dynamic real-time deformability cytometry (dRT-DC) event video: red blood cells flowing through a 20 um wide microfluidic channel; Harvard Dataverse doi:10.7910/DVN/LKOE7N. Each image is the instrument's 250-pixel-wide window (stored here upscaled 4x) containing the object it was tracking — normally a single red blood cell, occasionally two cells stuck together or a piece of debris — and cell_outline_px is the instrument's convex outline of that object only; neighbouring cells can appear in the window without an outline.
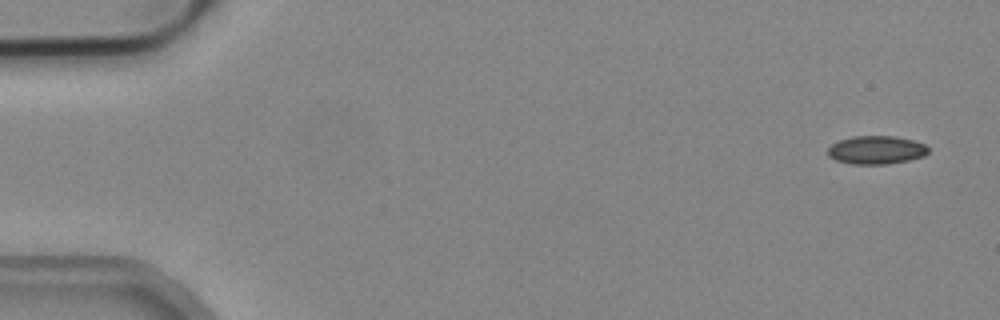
{"species": "common noctule bat (a hibernating species)", "species_latin": "Nyctalus noctula", "temperature_condition": "cold", "stored_images_in_passage": 4, "camera_frame_rate_fps": 3000, "um_per_image_px": 0.085, "animal": {"sex": "male", "body_mass_g": 19.2, "forearm_length_mm": 51.8}, "frame": {"image": 1, "passage_image": 1, "time_ms": 0.0, "image_size_px": [1000, 320], "cell_outline_px": [[928, 152], [924, 156], [908, 160], [888, 164], [852, 164], [836, 160], [828, 156], [828, 148], [832, 144], [840, 140], [852, 136], [896, 136], [912, 140], [924, 144], [928, 148]], "centroid_in_image_um": [74.47, 12.75], "position_along_channel_um": 10.5, "area_um2": 16.53}}
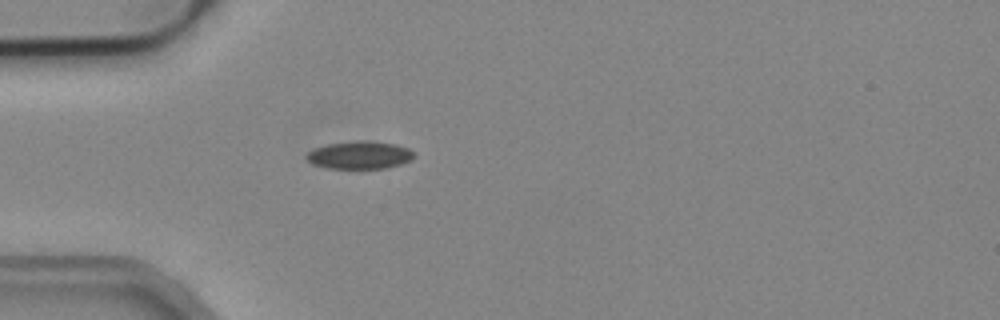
{"frame": {"image": 2, "passage_image": 4, "time_ms": 1.0, "image_size_px": [1000, 320], "cell_outline_px": [[416, 156], [412, 160], [388, 168], [328, 168], [312, 164], [304, 156], [308, 152], [316, 148], [328, 144], [356, 140], [368, 140], [396, 144], [408, 148]], "centroid_in_image_um": [30.59, 13.17], "position_along_channel_um": 54.4, "area_um2": 17.46}}